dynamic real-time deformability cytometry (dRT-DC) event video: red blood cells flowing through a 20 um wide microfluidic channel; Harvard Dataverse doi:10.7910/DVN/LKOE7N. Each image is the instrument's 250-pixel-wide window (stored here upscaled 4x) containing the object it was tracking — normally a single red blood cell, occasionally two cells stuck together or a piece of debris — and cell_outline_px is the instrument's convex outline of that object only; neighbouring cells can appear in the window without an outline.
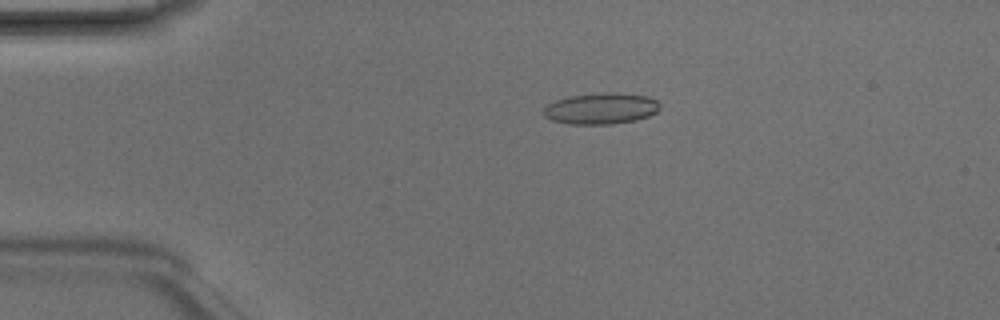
{"species": "Egyptian fruit bat (a non-hibernating species)", "species_latin": "Rousettus aegyptiacus", "temperature_condition": "room temperature", "stored_images_in_passage": 5, "camera_frame_rate_fps": 3000, "um_per_image_px": 0.085, "animal": {"sex": "male"}, "frame": {"image": 1, "passage_image": 5, "time_ms": 1.333, "image_size_px": [1000, 320], "cell_outline_px": [[660, 108], [656, 112], [648, 116], [636, 120], [612, 124], [568, 124], [552, 120], [544, 116], [544, 108], [548, 104], [556, 100], [568, 96], [604, 92], [616, 92], [648, 96], [656, 100], [660, 104]], "centroid_in_image_um": [51.1, 9.22], "position_along_channel_um": 33.9, "area_um2": 21.27}}